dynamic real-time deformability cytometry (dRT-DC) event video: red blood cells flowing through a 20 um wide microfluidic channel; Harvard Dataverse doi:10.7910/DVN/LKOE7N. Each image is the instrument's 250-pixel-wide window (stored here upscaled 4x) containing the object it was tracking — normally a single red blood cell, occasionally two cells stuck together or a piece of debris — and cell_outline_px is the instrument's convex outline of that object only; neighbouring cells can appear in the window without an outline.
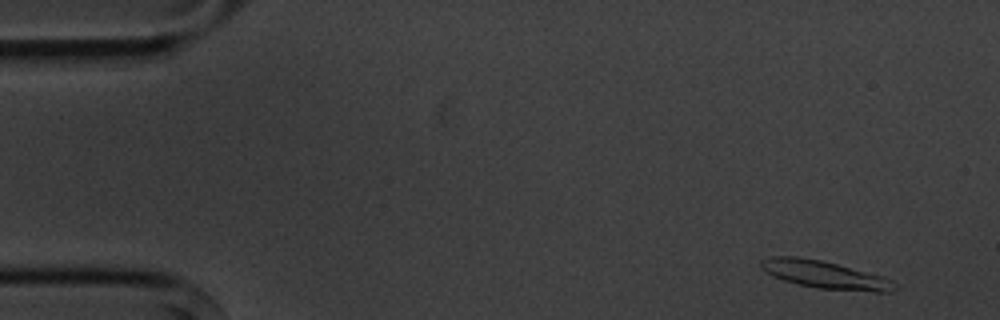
{"species": "common noctule bat (a hibernating species)", "species_latin": "Nyctalus noctula", "temperature_condition": "cold", "stored_images_in_passage": 6, "camera_frame_rate_fps": 3000, "um_per_image_px": 0.085, "animal": {"sex": "male", "body_mass_g": 20.1, "forearm_length_mm": 53.5}, "frame": {"image": 1, "passage_image": 1, "time_ms": 0.0, "image_size_px": [1000, 320], "cell_outline_px": [[896, 288], [888, 292], [876, 292], [816, 288], [796, 284], [784, 280], [764, 272], [760, 268], [760, 260], [772, 256], [800, 256], [820, 260], [884, 276], [892, 280], [896, 284]], "centroid_in_image_um": [70.08, 23.35], "position_along_channel_um": 14.9, "area_um2": 21.68}}